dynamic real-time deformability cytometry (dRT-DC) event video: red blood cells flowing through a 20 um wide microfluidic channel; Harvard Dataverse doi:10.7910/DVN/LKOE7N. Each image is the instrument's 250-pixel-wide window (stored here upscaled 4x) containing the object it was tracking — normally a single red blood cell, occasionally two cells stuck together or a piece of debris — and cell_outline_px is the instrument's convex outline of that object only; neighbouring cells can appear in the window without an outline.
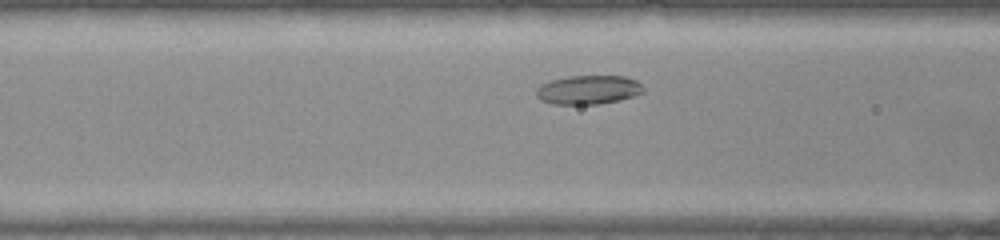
{"species": "common noctule bat (a hibernating species)", "species_latin": "Nyctalus noctula", "temperature_condition": "warm", "stored_images_in_passage": 32, "camera_frame_rate_fps": 3000, "um_per_image_px": 0.085, "animal": {"sex": "female", "body_mass_g": 22.0, "forearm_length_mm": 56.7}, "frame": {"image": 1, "passage_image": 9, "time_ms": 2.667, "image_size_px": [1000, 240], "cell_outline_px": [[644, 92], [620, 100], [600, 104], [552, 104], [540, 100], [536, 96], [536, 88], [540, 84], [552, 80], [568, 76], [624, 76], [636, 80], [644, 88]], "centroid_in_image_um": [49.98, 7.63], "position_along_channel_um": 116.6, "area_um2": 18.15}}
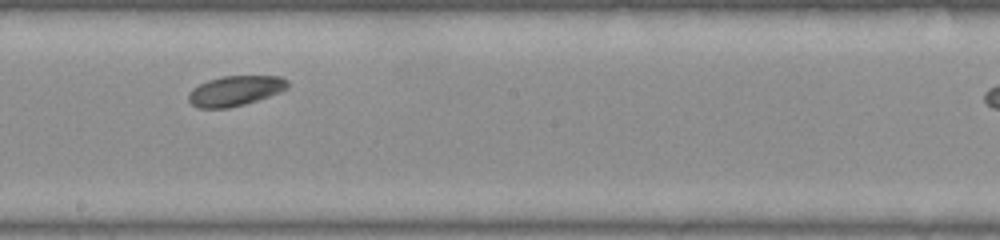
{"frame": {"image": 2, "passage_image": 18, "time_ms": 5.667, "image_size_px": [1000, 240], "cell_outline_px": [[288, 88], [280, 92], [244, 104], [228, 108], [196, 108], [188, 100], [188, 96], [192, 88], [208, 80], [220, 76], [280, 76], [288, 80]], "centroid_in_image_um": [19.98, 7.71], "position_along_channel_um": 228.2, "area_um2": 17.34}}
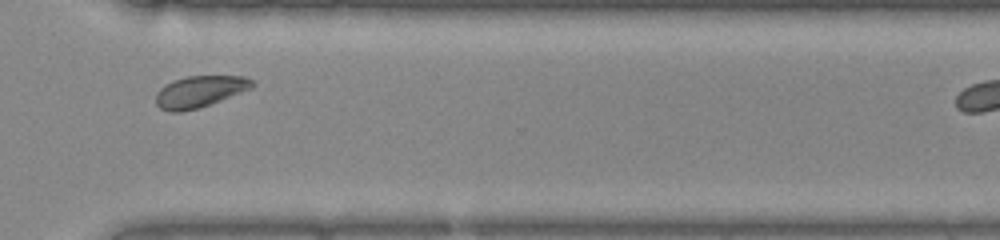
{"frame": {"image": 3, "passage_image": 28, "time_ms": 9.0, "image_size_px": [1000, 240], "cell_outline_px": [[256, 84], [252, 88], [200, 108], [180, 112], [168, 112], [160, 108], [156, 104], [156, 92], [160, 88], [172, 80], [188, 76], [248, 76]], "centroid_in_image_um": [16.97, 7.78], "position_along_channel_um": 353.6, "area_um2": 17.86}}